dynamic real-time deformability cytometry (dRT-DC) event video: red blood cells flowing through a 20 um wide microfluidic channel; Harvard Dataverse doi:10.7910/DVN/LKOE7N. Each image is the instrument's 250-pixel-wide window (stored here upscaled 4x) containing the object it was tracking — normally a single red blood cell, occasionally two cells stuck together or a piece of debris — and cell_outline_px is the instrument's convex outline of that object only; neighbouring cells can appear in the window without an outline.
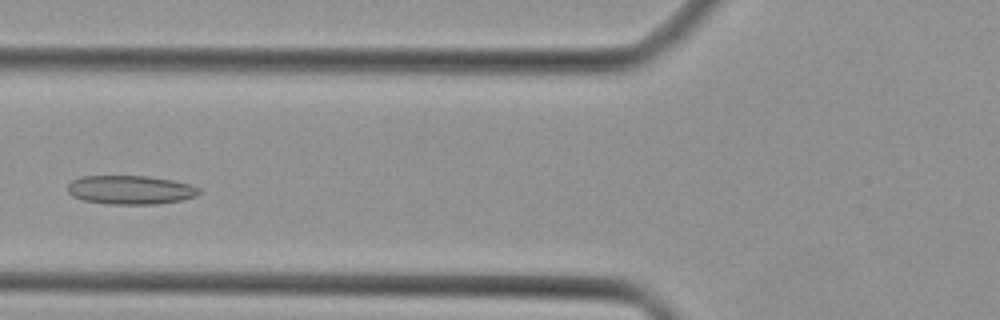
{"species": "Egyptian fruit bat (a non-hibernating species)", "species_latin": "Rousettus aegyptiacus", "temperature_condition": "cold", "stored_images_in_passage": 41, "camera_frame_rate_fps": 3000, "um_per_image_px": 0.085, "animal": {"sex": "female"}, "frame": {"image": 1, "passage_image": 14, "time_ms": 4.333, "image_size_px": [1000, 320], "cell_outline_px": [[200, 192], [196, 196], [180, 200], [156, 204], [108, 204], [84, 200], [72, 196], [68, 192], [68, 184], [72, 180], [80, 176], [148, 176], [172, 180], [192, 184], [200, 188]], "centroid_in_image_um": [11.09, 16.13], "position_along_channel_um": 114.7, "area_um2": 22.14}}
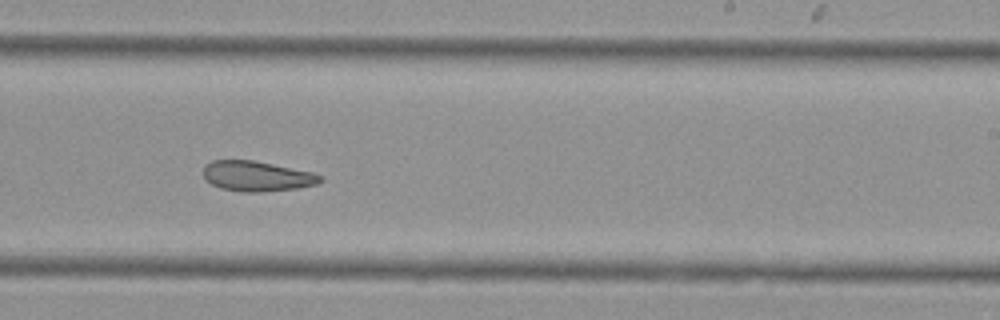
{"frame": {"image": 2, "passage_image": 24, "time_ms": 7.667, "image_size_px": [1000, 320], "cell_outline_px": [[324, 180], [316, 184], [296, 188], [260, 192], [244, 192], [220, 188], [212, 184], [204, 176], [204, 164], [212, 160], [252, 160], [312, 172], [324, 176]], "centroid_in_image_um": [21.84, 14.97], "position_along_channel_um": 267.2, "area_um2": 20.46}}
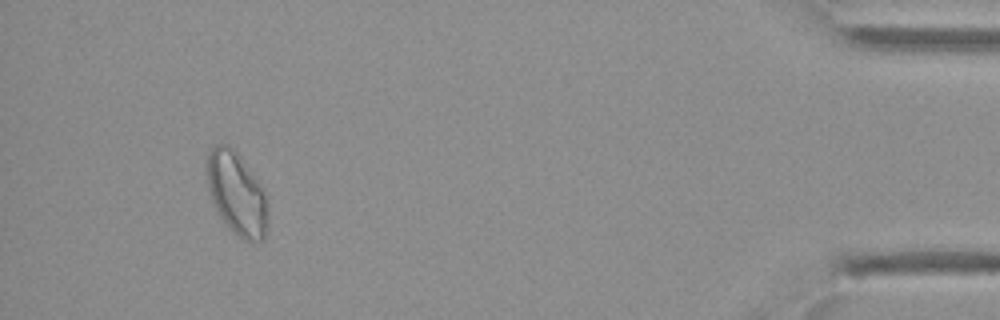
{"frame": {"image": 3, "passage_image": 38, "time_ms": 12.333, "image_size_px": [1000, 320], "cell_outline_px": [[268, 224], [264, 240], [244, 240], [232, 232], [228, 228], [220, 216], [212, 200], [208, 188], [204, 168], [208, 152], [212, 144], [228, 144], [236, 152], [260, 184], [268, 200]], "centroid_in_image_um": [20.09, 16.44], "position_along_channel_um": 415.1, "area_um2": 29.77}}